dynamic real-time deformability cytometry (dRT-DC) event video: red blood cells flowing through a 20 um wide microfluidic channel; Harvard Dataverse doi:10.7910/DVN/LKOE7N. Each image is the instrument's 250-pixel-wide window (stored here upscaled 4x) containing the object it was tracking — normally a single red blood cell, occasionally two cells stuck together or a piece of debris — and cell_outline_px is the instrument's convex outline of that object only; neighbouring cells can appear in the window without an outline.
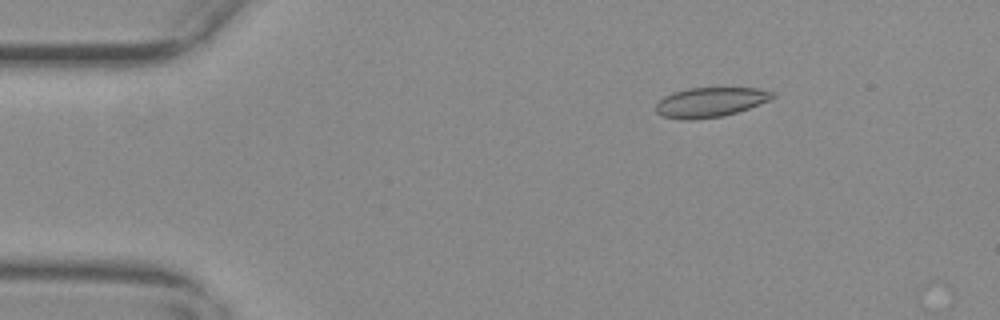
{"species": "common noctule bat (a hibernating species)", "species_latin": "Nyctalus noctula", "temperature_condition": "warm", "stored_images_in_passage": 13, "camera_frame_rate_fps": 3000, "um_per_image_px": 0.085, "animal": {"sex": "female", "body_mass_g": 29.2, "forearm_length_mm": 56.3}, "frame": {"image": 1, "passage_image": 9, "time_ms": 2.667, "image_size_px": [1000, 320], "cell_outline_px": [[776, 96], [768, 100], [748, 108], [724, 116], [692, 120], [680, 120], [664, 116], [656, 112], [656, 104], [664, 96], [672, 92], [688, 88], [760, 88], [776, 92]], "centroid_in_image_um": [60.37, 8.68], "position_along_channel_um": 24.6, "area_um2": 20.23}}